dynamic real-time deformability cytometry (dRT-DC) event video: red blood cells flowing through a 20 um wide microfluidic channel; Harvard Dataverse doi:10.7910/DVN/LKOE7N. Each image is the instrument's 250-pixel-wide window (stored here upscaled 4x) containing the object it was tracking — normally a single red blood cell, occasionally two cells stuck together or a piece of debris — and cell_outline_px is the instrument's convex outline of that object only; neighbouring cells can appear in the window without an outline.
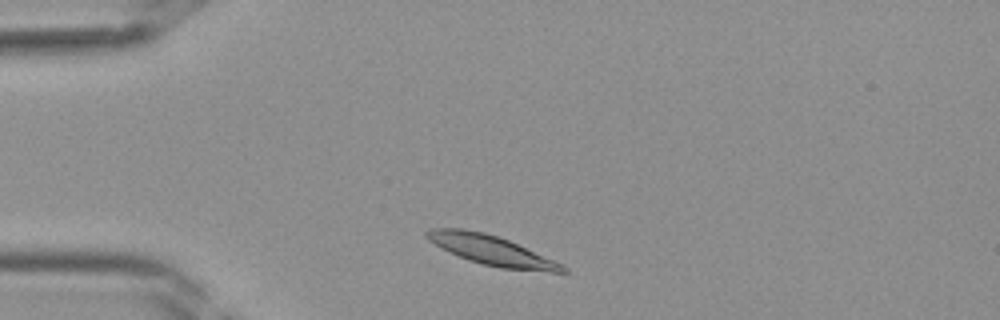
{"species": "Egyptian fruit bat (a non-hibernating species)", "species_latin": "Rousettus aegyptiacus", "temperature_condition": "room temperature", "stored_images_in_passage": 33, "camera_frame_rate_fps": 3000, "um_per_image_px": 0.085, "frame": {"image": 1, "passage_image": 2, "time_ms": 0.333, "image_size_px": [1000, 320], "cell_outline_px": [[568, 272], [552, 272], [500, 268], [468, 260], [448, 252], [440, 248], [428, 240], [424, 236], [424, 232], [432, 228], [464, 228], [484, 232], [508, 240], [564, 264], [568, 268]], "centroid_in_image_um": [41.75, 21.27], "position_along_channel_um": 43.2, "area_um2": 23.58}}
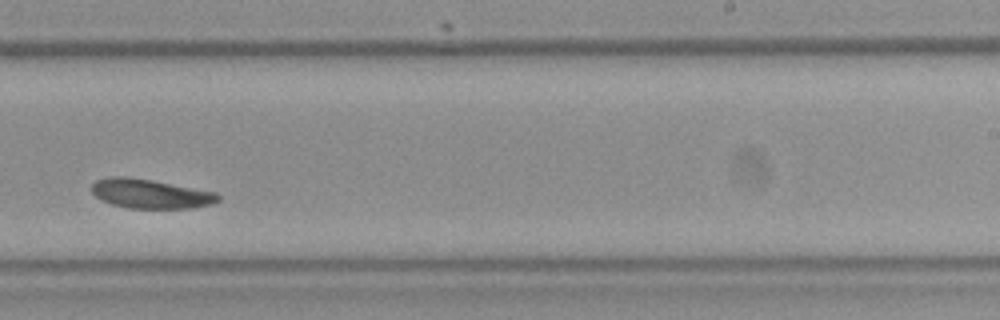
{"frame": {"image": 2, "passage_image": 18, "time_ms": 5.667, "image_size_px": [1000, 320], "cell_outline_px": [[220, 200], [212, 204], [196, 208], [128, 208], [112, 204], [100, 200], [92, 192], [92, 184], [96, 180], [108, 176], [124, 176], [152, 180], [216, 192], [220, 196]], "centroid_in_image_um": [12.79, 16.47], "position_along_channel_um": 276.2, "area_um2": 21.68}}
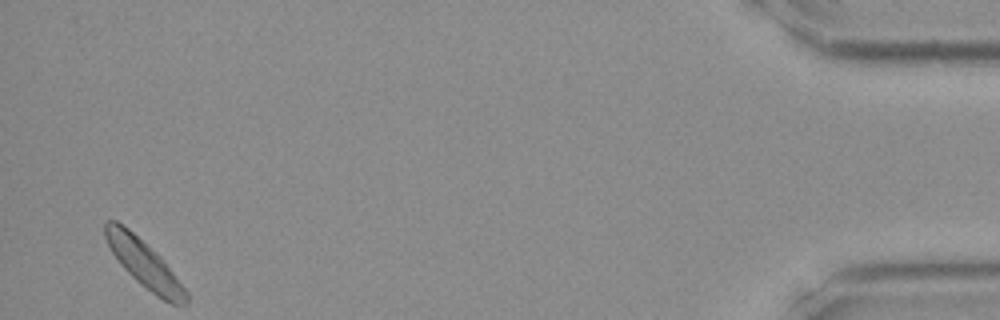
{"frame": {"image": 3, "passage_image": 32, "time_ms": 10.333, "image_size_px": [1000, 320], "cell_outline_px": [[188, 304], [172, 304], [156, 296], [140, 284], [120, 264], [112, 252], [104, 236], [104, 220], [116, 220], [128, 228], [160, 256], [164, 260], [188, 292]], "centroid_in_image_um": [12.25, 22.41], "position_along_channel_um": 422.9, "area_um2": 22.2}}